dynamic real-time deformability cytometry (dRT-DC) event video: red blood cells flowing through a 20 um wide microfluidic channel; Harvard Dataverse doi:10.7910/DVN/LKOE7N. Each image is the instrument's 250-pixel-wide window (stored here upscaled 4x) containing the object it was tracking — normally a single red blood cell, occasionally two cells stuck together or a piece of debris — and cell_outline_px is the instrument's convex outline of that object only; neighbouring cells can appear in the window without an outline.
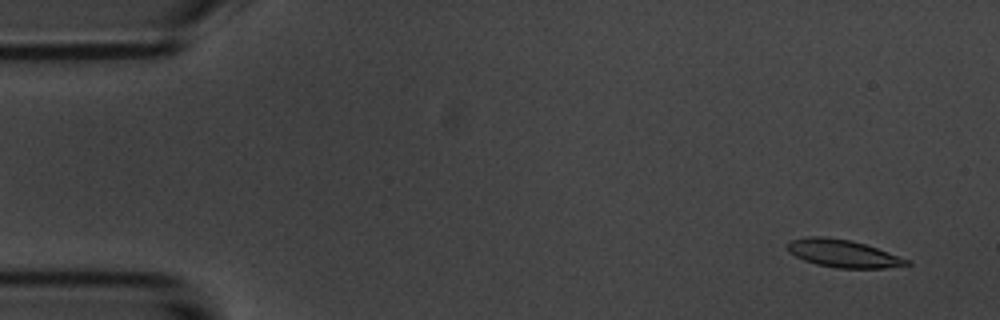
{"species": "common noctule bat (a hibernating species)", "species_latin": "Nyctalus noctula", "temperature_condition": "room temperature", "stored_images_in_passage": 6, "camera_frame_rate_fps": 3000, "um_per_image_px": 0.085, "animal": {"sex": "male", "body_mass_g": 20.1, "forearm_length_mm": 53.5}, "frame": {"image": 1, "passage_image": 2, "time_ms": 1.0, "image_size_px": [1000, 320], "cell_outline_px": [[912, 264], [884, 268], [836, 268], [816, 264], [804, 260], [788, 252], [788, 244], [792, 240], [808, 236], [824, 236], [848, 240], [864, 244], [912, 260]], "centroid_in_image_um": [71.68, 21.55], "position_along_channel_um": 13.3, "area_um2": 19.07}}
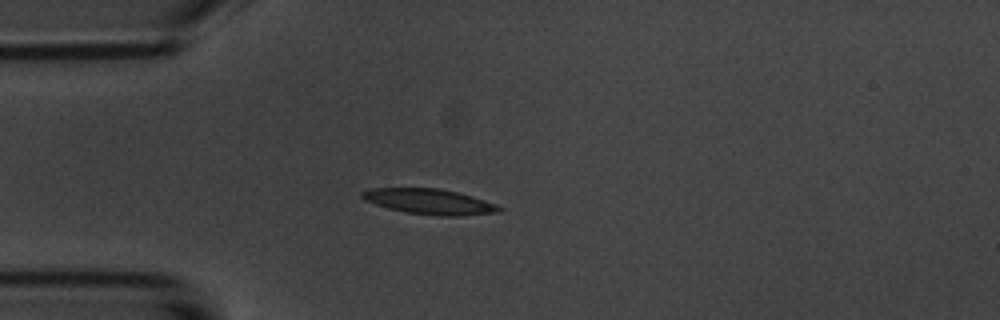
{"frame": {"image": 2, "passage_image": 5, "time_ms": 4.667, "image_size_px": [1000, 320], "cell_outline_px": [[504, 208], [500, 212], [460, 216], [440, 216], [408, 212], [388, 208], [364, 200], [360, 196], [360, 192], [372, 188], [440, 188], [472, 196], [496, 204]], "centroid_in_image_um": [36.52, 17.13], "position_along_channel_um": 48.5, "area_um2": 20.23}}